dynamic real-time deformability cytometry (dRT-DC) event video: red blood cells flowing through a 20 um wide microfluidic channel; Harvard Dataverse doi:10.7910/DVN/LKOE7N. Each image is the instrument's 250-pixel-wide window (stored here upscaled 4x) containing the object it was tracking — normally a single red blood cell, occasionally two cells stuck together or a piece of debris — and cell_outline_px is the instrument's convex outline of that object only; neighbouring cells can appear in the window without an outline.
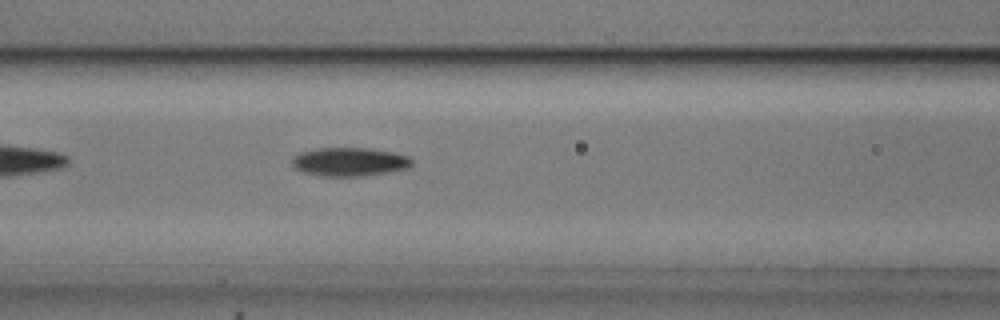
{"species": "common noctule bat (a hibernating species)", "species_latin": "Nyctalus noctula", "temperature_condition": "cold", "stored_images_in_passage": 41, "camera_frame_rate_fps": 3000, "um_per_image_px": 0.085, "animal": {"sex": "male", "body_mass_g": 20.5, "forearm_length_mm": 52.5}, "frame": {"image": 1, "passage_image": 9, "time_ms": 2.667, "image_size_px": [1000, 320], "cell_outline_px": [[412, 164], [408, 168], [388, 172], [364, 176], [324, 176], [304, 172], [296, 168], [292, 164], [292, 156], [300, 152], [316, 148], [368, 148], [392, 152], [408, 156], [412, 160]], "centroid_in_image_um": [29.7, 13.75], "position_along_channel_um": 136.9, "area_um2": 19.94}}
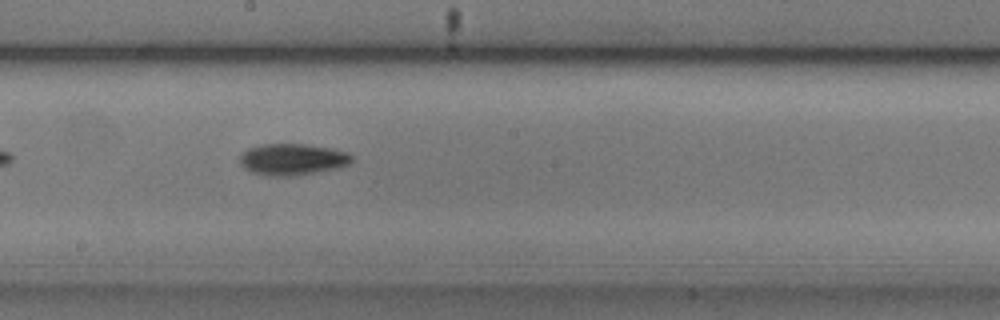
{"frame": {"image": 2, "passage_image": 16, "time_ms": 5.0, "image_size_px": [1000, 320], "cell_outline_px": [[352, 160], [348, 164], [336, 168], [296, 176], [264, 176], [252, 172], [244, 168], [240, 164], [240, 156], [248, 148], [264, 144], [308, 144], [332, 148], [348, 152], [352, 156]], "centroid_in_image_um": [24.85, 13.55], "position_along_channel_um": 223.4, "area_um2": 20.63}}
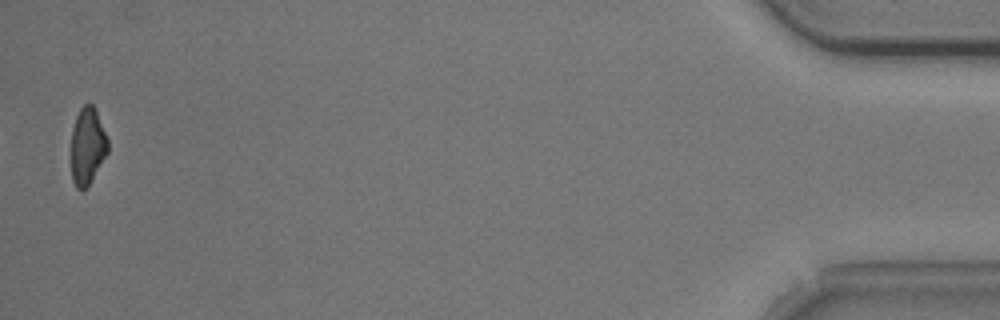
{"frame": {"image": 3, "passage_image": 40, "time_ms": 13.0, "image_size_px": [1000, 320], "cell_outline_px": [[108, 152], [88, 188], [80, 192], [76, 188], [72, 180], [72, 128], [76, 116], [80, 108], [84, 104], [92, 104], [96, 112], [108, 140]], "centroid_in_image_um": [7.43, 12.48], "position_along_channel_um": 427.8, "area_um2": 16.47}, "authors_computed_cell_mechanics": {"area_um2": 18.6694, "velocity_mm_per_s": 3.706, "shape_relaxation_time_tau1_ms": 2.7212, "shape_relaxation_time_tau2_ms": null, "deformation_change_tau1": 0.1147, "deformation_change_tau2": null}}